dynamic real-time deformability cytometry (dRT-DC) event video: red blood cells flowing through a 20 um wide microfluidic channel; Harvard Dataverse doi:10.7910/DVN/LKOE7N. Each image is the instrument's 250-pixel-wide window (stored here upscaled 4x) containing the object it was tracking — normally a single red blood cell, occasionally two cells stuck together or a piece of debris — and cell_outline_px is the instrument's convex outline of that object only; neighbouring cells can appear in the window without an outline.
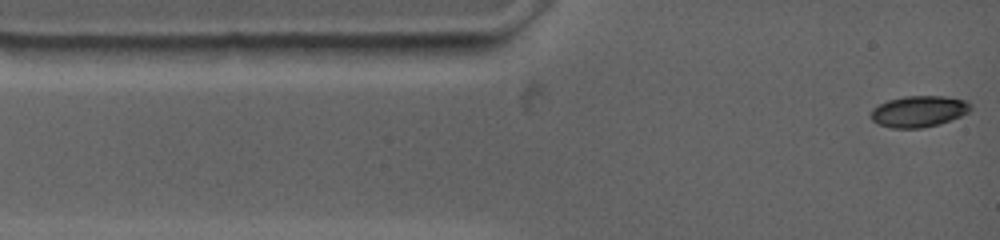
{"species": "common noctule bat (a hibernating species)", "species_latin": "Nyctalus noctula", "temperature_condition": "warm", "stored_images_in_passage": 42, "camera_frame_rate_fps": 4500, "um_per_image_px": 0.085, "animal": {"sex": "female", "body_mass_g": 19.0, "forearm_length_mm": 53.3}, "frame": {"image": 1, "passage_image": 1, "time_ms": 0.0, "image_size_px": [1000, 240], "cell_outline_px": [[972, 108], [968, 112], [960, 116], [940, 124], [920, 128], [892, 128], [876, 124], [872, 120], [872, 108], [888, 100], [904, 96], [944, 96], [964, 100], [972, 104]], "centroid_in_image_um": [78.1, 9.47], "position_along_channel_um": 6.9, "area_um2": 18.15}}
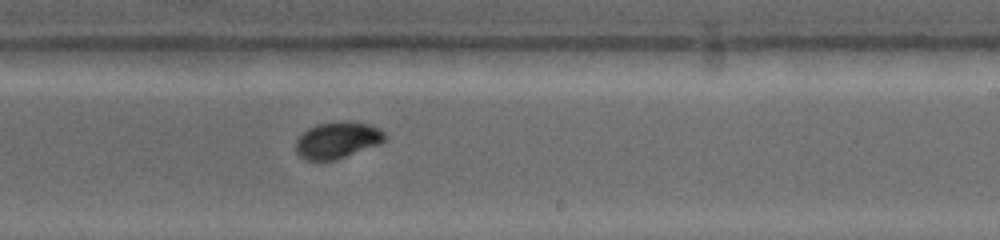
{"frame": {"image": 2, "passage_image": 19, "time_ms": 8.0, "image_size_px": [1000, 240], "cell_outline_px": [[388, 136], [380, 144], [336, 160], [304, 160], [296, 152], [296, 140], [308, 128], [316, 124], [344, 120], [368, 124], [380, 128]], "centroid_in_image_um": [28.7, 11.9], "position_along_channel_um": 260.3, "area_um2": 19.13}}
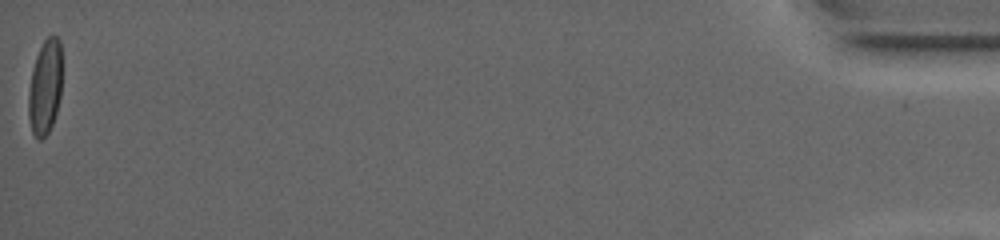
{"frame": {"image": 3, "passage_image": 42, "time_ms": 17.333, "image_size_px": [1000, 240], "cell_outline_px": [[60, 96], [56, 112], [52, 124], [48, 132], [40, 140], [36, 140], [32, 132], [28, 116], [28, 92], [32, 68], [36, 56], [44, 40], [48, 36], [56, 36], [60, 40]], "centroid_in_image_um": [3.8, 7.43], "position_along_channel_um": 431.4, "area_um2": 18.38}, "authors_computed_cell_mechanics": {"area_um2": 18.5827, "velocity_mm_per_s": 3.6948, "shape_relaxation_time_tau1_ms": 2.8453, "shape_relaxation_time_tau2_ms": 0.7561, "deformation_change_tau1": 0.131, "deformation_change_tau2": 0.0252}}